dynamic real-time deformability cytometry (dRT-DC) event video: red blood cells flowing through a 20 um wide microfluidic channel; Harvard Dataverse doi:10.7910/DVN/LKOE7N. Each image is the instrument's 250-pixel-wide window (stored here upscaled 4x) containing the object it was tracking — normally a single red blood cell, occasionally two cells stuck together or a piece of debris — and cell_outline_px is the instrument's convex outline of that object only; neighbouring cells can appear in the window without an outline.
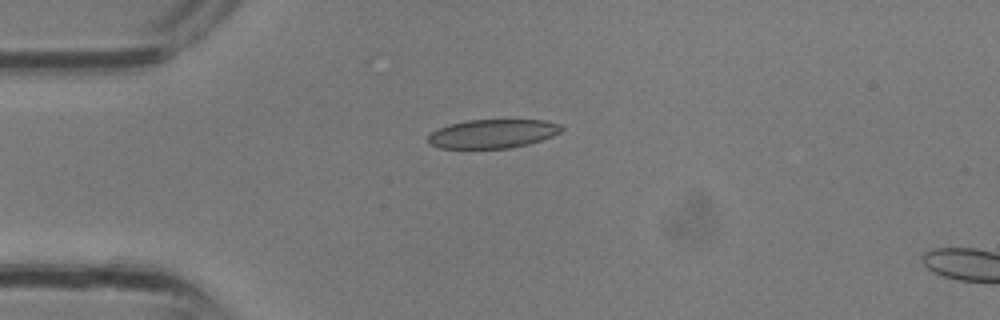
{"species": "common noctule bat (a hibernating species)", "species_latin": "Nyctalus noctula", "temperature_condition": "room temperature", "stored_images_in_passage": 3, "camera_frame_rate_fps": 3000, "um_per_image_px": 0.085, "animal": {"sex": "male", "body_mass_g": 13.3}, "frame": {"image": 1, "passage_image": 2, "time_ms": 0.333, "image_size_px": [1000, 320], "cell_outline_px": [[564, 128], [560, 132], [552, 136], [528, 144], [508, 148], [440, 148], [432, 144], [428, 140], [428, 136], [432, 132], [448, 124], [468, 120], [544, 120], [560, 124]], "centroid_in_image_um": [41.9, 11.36], "position_along_channel_um": 43.1, "area_um2": 22.2}}